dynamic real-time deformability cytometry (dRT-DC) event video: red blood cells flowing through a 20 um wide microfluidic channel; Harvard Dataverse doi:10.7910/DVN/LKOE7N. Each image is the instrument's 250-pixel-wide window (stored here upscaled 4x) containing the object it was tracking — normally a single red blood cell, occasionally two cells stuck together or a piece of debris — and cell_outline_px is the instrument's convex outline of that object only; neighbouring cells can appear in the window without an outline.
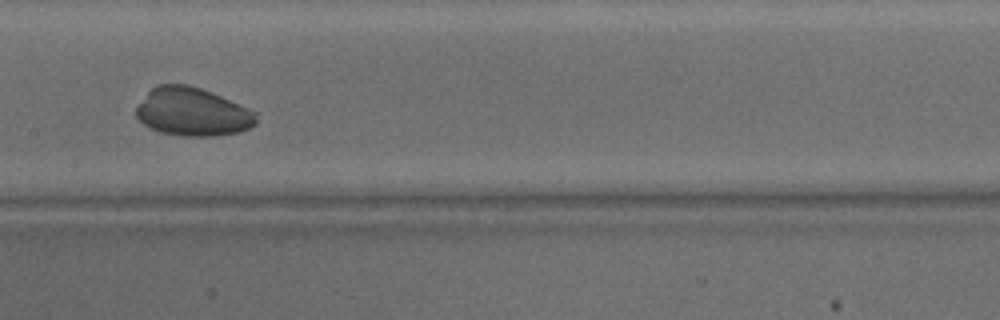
{"species": "common noctule bat (a hibernating species)", "species_latin": "Nyctalus noctula", "temperature_condition": "warm", "stored_images_in_passage": 37, "camera_frame_rate_fps": 3000, "um_per_image_px": 0.085, "animal": {"sex": "male", "body_mass_g": 15.6}, "frame": {"image": 1, "passage_image": 13, "time_ms": 4.0, "image_size_px": [1000, 320], "cell_outline_px": [[256, 124], [248, 128], [236, 132], [212, 136], [184, 136], [160, 132], [144, 124], [136, 116], [136, 108], [148, 92], [156, 84], [188, 84], [200, 88], [220, 96], [248, 108], [256, 112]], "centroid_in_image_um": [16.34, 9.51], "position_along_channel_um": 191.1, "area_um2": 33.35}}
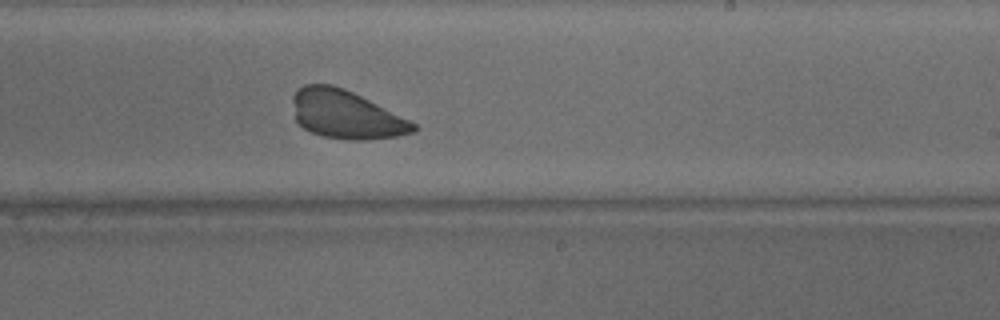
{"frame": {"image": 2, "passage_image": 18, "time_ms": 5.667, "image_size_px": [1000, 320], "cell_outline_px": [[420, 128], [416, 132], [396, 136], [364, 140], [352, 140], [324, 136], [312, 132], [304, 128], [296, 120], [292, 100], [292, 96], [304, 84], [332, 84], [344, 88], [416, 124]], "centroid_in_image_um": [29.4, 9.74], "position_along_channel_um": 259.6, "area_um2": 33.52}}
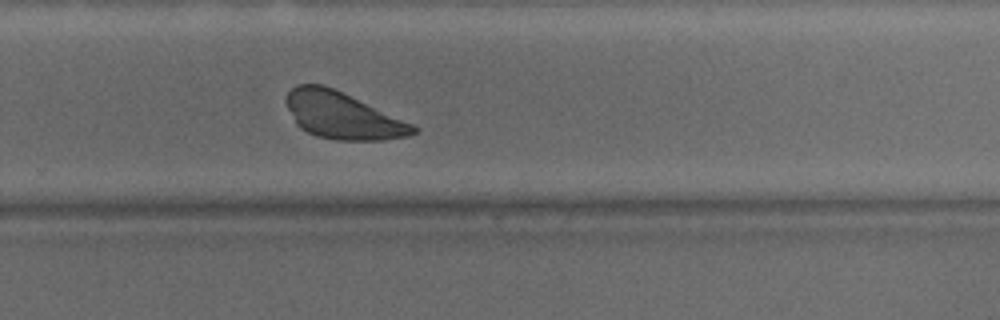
{"frame": {"image": 3, "passage_image": 21, "time_ms": 6.667, "image_size_px": [1000, 320], "cell_outline_px": [[420, 132], [408, 136], [384, 140], [336, 140], [316, 136], [300, 128], [296, 124], [284, 100], [288, 92], [296, 84], [324, 84], [412, 124], [420, 128]], "centroid_in_image_um": [29.1, 9.83], "position_along_channel_um": 300.7, "area_um2": 34.39}}